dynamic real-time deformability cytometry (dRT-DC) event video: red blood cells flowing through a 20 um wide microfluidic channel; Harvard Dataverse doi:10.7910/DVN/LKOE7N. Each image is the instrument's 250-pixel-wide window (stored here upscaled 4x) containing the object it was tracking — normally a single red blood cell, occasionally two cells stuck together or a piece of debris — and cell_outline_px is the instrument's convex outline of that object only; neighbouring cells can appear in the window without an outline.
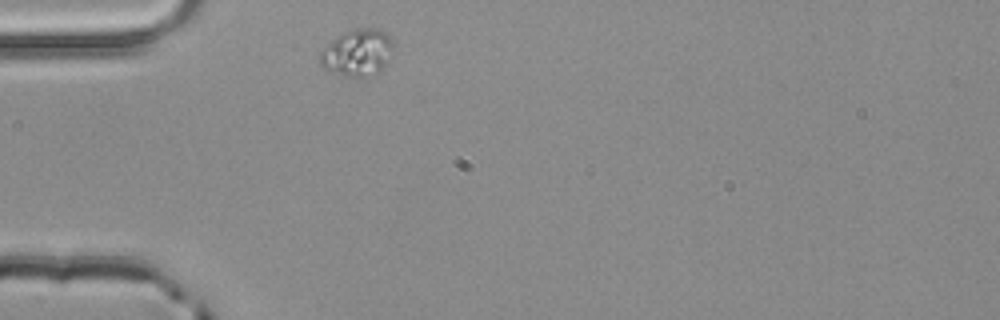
{"species": "common noctule bat (a hibernating species)", "species_latin": "Nyctalus noctula", "temperature_condition": "room temperature", "stored_images_in_passage": 1, "camera_frame_rate_fps": 3000, "um_per_image_px": 0.085, "animal": {"sex": "male", "body_mass_g": 20.4}, "frame": {"image": 1, "passage_image": 1, "time_ms": 0.0, "image_size_px": [1000, 320], "cell_outline_px": [[396, 44], [392, 56], [384, 68], [380, 72], [364, 76], [344, 76], [328, 72], [320, 68], [320, 52], [332, 40], [344, 32], [352, 28], [376, 28], [384, 32]], "centroid_in_image_um": [30.4, 4.48], "position_along_channel_um": 54.6, "area_um2": 20.46}}